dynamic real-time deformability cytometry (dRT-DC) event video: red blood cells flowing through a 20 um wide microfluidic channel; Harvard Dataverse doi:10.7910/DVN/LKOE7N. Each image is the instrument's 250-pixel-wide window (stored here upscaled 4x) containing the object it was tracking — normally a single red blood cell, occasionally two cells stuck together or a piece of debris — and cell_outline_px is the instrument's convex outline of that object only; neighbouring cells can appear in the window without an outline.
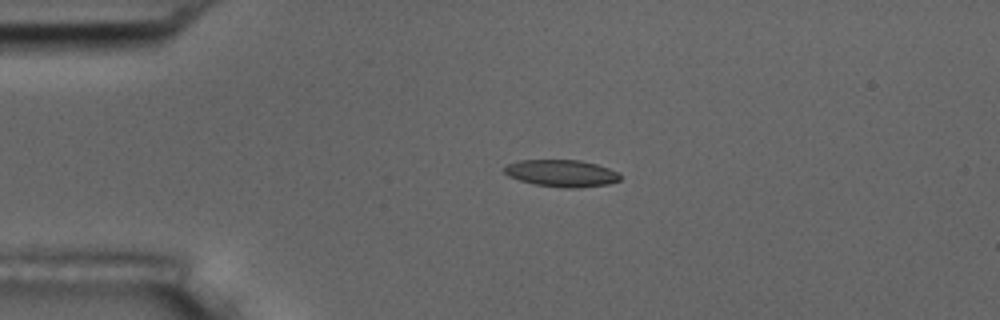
{"species": "common noctule bat (a hibernating species)", "species_latin": "Nyctalus noctula", "temperature_condition": "room temperature", "stored_images_in_passage": 6, "camera_frame_rate_fps": 3000, "um_per_image_px": 0.085, "animal": {"sex": "male", "body_mass_g": 17.5, "forearm_length_mm": 52.3}, "frame": {"image": 1, "passage_image": 4, "time_ms": 3.333, "image_size_px": [1000, 320], "cell_outline_px": [[620, 180], [608, 184], [580, 188], [564, 188], [536, 184], [520, 180], [508, 176], [504, 172], [504, 168], [508, 164], [520, 160], [580, 160], [596, 164], [620, 172]], "centroid_in_image_um": [47.76, 14.73], "position_along_channel_um": 37.2, "area_um2": 18.21}}